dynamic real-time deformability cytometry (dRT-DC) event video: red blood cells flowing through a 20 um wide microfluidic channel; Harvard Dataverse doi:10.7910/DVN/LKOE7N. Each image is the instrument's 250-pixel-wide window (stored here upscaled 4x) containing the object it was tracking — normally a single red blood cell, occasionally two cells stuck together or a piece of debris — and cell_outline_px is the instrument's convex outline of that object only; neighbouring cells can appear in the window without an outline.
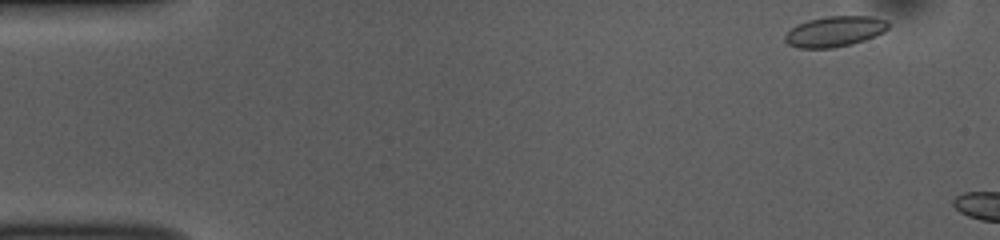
{"species": "common noctule bat (a hibernating species)", "species_latin": "Nyctalus noctula", "temperature_condition": "room temperature", "stored_images_in_passage": 5, "camera_frame_rate_fps": 3000, "um_per_image_px": 0.085, "animal": {"sex": "female", "body_mass_g": 10.0, "forearm_length_mm": 53.1}, "frame": {"image": 1, "passage_image": 1, "time_ms": 0.0, "image_size_px": [1000, 240], "cell_outline_px": [[888, 28], [884, 32], [864, 40], [852, 44], [832, 48], [800, 48], [788, 44], [784, 40], [784, 36], [796, 24], [808, 20], [828, 16], [872, 16], [888, 20]], "centroid_in_image_um": [70.96, 2.67], "position_along_channel_um": 14.0, "area_um2": 18.38}}